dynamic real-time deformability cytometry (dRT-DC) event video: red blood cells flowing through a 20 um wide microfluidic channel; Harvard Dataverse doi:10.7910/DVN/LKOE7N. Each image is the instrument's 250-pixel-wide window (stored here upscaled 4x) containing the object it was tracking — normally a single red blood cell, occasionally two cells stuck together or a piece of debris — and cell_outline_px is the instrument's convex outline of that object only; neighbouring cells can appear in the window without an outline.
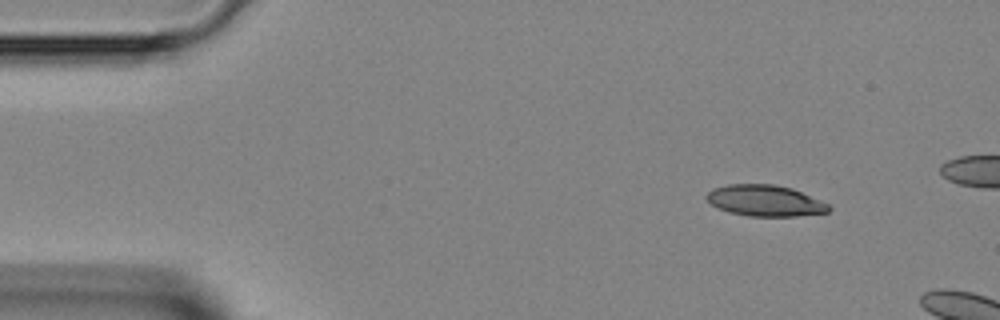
{"species": "Egyptian fruit bat (a non-hibernating species)", "species_latin": "Rousettus aegyptiacus", "temperature_condition": "room temperature", "stored_images_in_passage": 6, "camera_frame_rate_fps": 3000, "um_per_image_px": 0.085, "animal": {"sex": "female"}, "frame": {"image": 1, "passage_image": 1, "time_ms": 0.0, "image_size_px": [1000, 320], "cell_outline_px": [[832, 208], [828, 212], [796, 216], [748, 216], [728, 212], [716, 208], [704, 196], [712, 188], [728, 184], [772, 184], [792, 188], [828, 204]], "centroid_in_image_um": [64.99, 17.05], "position_along_channel_um": 20.0, "area_um2": 22.2}}